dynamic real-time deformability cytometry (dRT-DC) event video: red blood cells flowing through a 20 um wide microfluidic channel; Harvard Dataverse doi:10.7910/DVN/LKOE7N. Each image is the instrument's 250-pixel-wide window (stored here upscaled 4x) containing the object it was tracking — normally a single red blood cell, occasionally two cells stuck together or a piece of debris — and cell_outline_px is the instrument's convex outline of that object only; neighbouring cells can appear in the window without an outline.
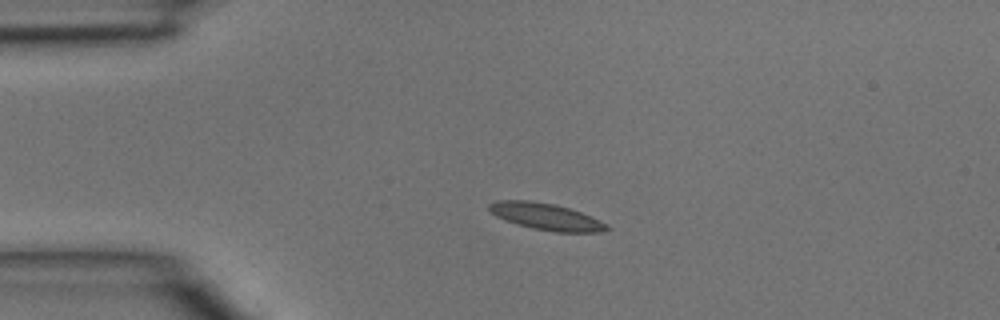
{"species": "common noctule bat (a hibernating species)", "species_latin": "Nyctalus noctula", "temperature_condition": "room temperature", "stored_images_in_passage": 3, "camera_frame_rate_fps": 3000, "um_per_image_px": 0.085, "animal": {"sex": "male", "body_mass_g": 15.6}, "frame": {"image": 1, "passage_image": 2, "time_ms": 0.333, "image_size_px": [1000, 320], "cell_outline_px": [[612, 228], [600, 232], [556, 232], [532, 228], [516, 224], [504, 220], [496, 216], [488, 208], [488, 204], [496, 200], [528, 200], [556, 204], [580, 212], [600, 220], [608, 224]], "centroid_in_image_um": [46.41, 18.41], "position_along_channel_um": 38.6, "area_um2": 18.38}}